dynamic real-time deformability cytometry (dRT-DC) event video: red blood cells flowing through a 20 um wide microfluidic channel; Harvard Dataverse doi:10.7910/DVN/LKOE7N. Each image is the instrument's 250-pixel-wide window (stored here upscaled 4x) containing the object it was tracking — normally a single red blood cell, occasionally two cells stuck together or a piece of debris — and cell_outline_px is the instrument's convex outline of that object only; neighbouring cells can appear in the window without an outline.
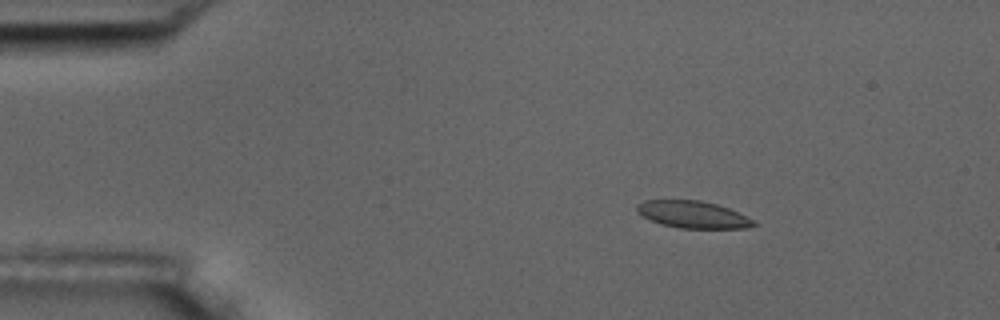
{"species": "common noctule bat (a hibernating species)", "species_latin": "Nyctalus noctula", "temperature_condition": "room temperature", "stored_images_in_passage": 5, "camera_frame_rate_fps": 3000, "um_per_image_px": 0.085, "animal": {"sex": "male", "body_mass_g": 17.5, "forearm_length_mm": 52.3}, "frame": {"image": 1, "passage_image": 2, "time_ms": 0.333, "image_size_px": [1000, 320], "cell_outline_px": [[756, 224], [748, 228], [680, 228], [660, 224], [636, 212], [636, 204], [644, 200], [700, 200], [716, 204], [728, 208], [752, 220]], "centroid_in_image_um": [58.84, 18.23], "position_along_channel_um": 26.2, "area_um2": 18.21}}